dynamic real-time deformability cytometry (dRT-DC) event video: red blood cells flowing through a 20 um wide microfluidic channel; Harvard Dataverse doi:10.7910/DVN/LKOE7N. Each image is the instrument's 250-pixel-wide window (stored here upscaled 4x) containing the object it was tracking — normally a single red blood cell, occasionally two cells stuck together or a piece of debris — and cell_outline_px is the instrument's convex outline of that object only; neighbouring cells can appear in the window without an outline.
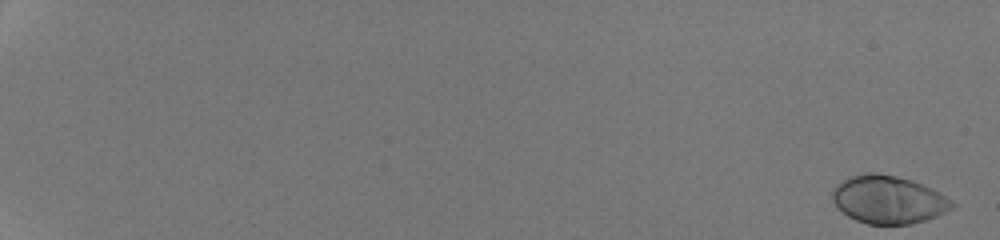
{"species": "human", "species_latin": "Homo sapiens", "temperature_condition": "room temperature", "stored_images_in_passage": 22, "camera_frame_rate_fps": 3000, "um_per_image_px": 0.085, "donor": {"sex": "male"}, "frame": {"image": 1, "passage_image": 1, "time_ms": 0.0, "image_size_px": [1000, 240], "cell_outline_px": [[956, 204], [952, 208], [936, 216], [912, 224], [868, 224], [856, 220], [848, 216], [832, 200], [832, 188], [836, 184], [852, 176], [868, 172], [876, 172], [896, 176], [912, 180], [952, 200]], "centroid_in_image_um": [75.48, 16.97], "position_along_channel_um": 9.5, "area_um2": 33.0}}
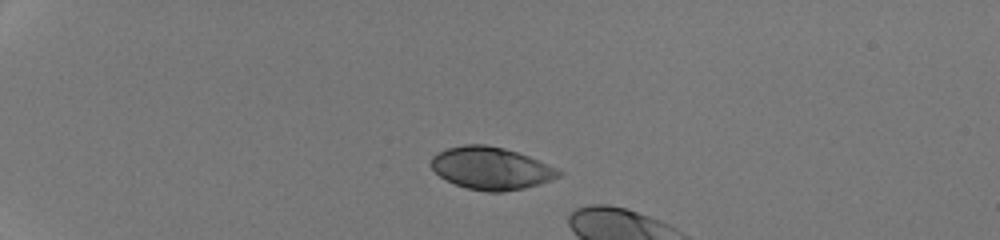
{"frame": {"image": 2, "passage_image": 16, "time_ms": 5.0, "image_size_px": [1000, 240], "cell_outline_px": [[564, 172], [560, 176], [552, 180], [524, 188], [500, 192], [488, 192], [468, 188], [456, 184], [440, 176], [432, 168], [432, 156], [436, 152], [448, 148], [464, 144], [484, 144], [504, 148], [528, 156], [556, 168]], "centroid_in_image_um": [41.75, 14.3], "position_along_channel_um": 43.3, "area_um2": 31.27}}